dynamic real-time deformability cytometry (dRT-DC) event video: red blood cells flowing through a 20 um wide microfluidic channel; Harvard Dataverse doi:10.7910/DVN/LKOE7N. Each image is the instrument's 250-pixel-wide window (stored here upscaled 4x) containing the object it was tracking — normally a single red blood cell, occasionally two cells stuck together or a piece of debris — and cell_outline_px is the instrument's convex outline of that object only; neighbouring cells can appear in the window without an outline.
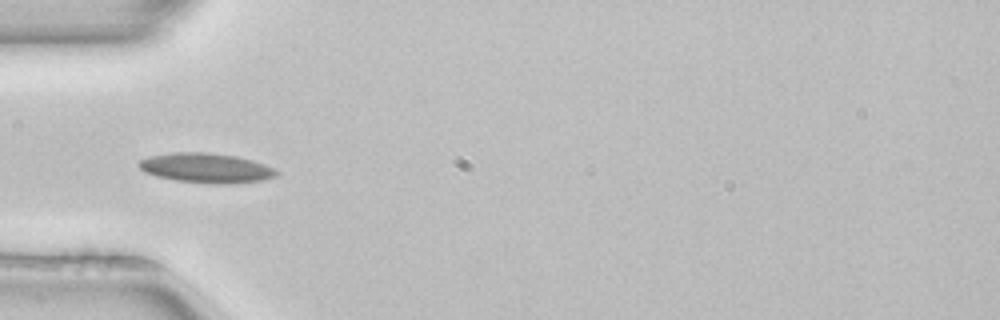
{"species": "common noctule bat (a hibernating species)", "species_latin": "Nyctalus noctula", "temperature_condition": "room temperature", "stored_images_in_passage": 37, "camera_frame_rate_fps": 3000, "um_per_image_px": 0.085, "animal": {"sex": "female", "body_mass_g": 22.7, "forearm_length_mm": 54.2}, "frame": {"image": 1, "passage_image": 6, "time_ms": 1.667, "image_size_px": [1000, 320], "cell_outline_px": [[280, 172], [276, 176], [264, 180], [228, 184], [212, 184], [176, 180], [156, 176], [144, 172], [136, 164], [140, 160], [152, 156], [172, 152], [208, 152], [236, 156], [252, 160], [264, 164]], "centroid_in_image_um": [17.53, 14.28], "position_along_channel_um": 67.5, "area_um2": 23.87}, "authors_computed_cell_mechanics": {"area_um2": 20.9814, "velocity_mm_per_s": 3.9688, "shape_relaxation_time_tau1_ms": 5.3928, "shape_relaxation_time_tau2_ms": 6.6926, "deformation_change_tau1": 0.1321, "deformation_change_tau2": 0.1272}}